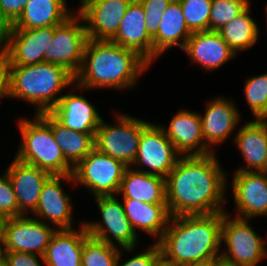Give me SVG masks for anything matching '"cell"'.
I'll return each instance as SVG.
<instances>
[{
    "label": "cell",
    "mask_w": 267,
    "mask_h": 266,
    "mask_svg": "<svg viewBox=\"0 0 267 266\" xmlns=\"http://www.w3.org/2000/svg\"><path fill=\"white\" fill-rule=\"evenodd\" d=\"M0 266H8L6 262L0 263Z\"/></svg>",
    "instance_id": "7dc6e473"
},
{
    "label": "cell",
    "mask_w": 267,
    "mask_h": 266,
    "mask_svg": "<svg viewBox=\"0 0 267 266\" xmlns=\"http://www.w3.org/2000/svg\"><path fill=\"white\" fill-rule=\"evenodd\" d=\"M150 68L133 50L108 40L88 39L75 84L89 91L111 89L124 93L138 87Z\"/></svg>",
    "instance_id": "7a4b0ae2"
},
{
    "label": "cell",
    "mask_w": 267,
    "mask_h": 266,
    "mask_svg": "<svg viewBox=\"0 0 267 266\" xmlns=\"http://www.w3.org/2000/svg\"><path fill=\"white\" fill-rule=\"evenodd\" d=\"M127 168L123 162L94 148L74 167L72 176L76 189H86L88 196H117Z\"/></svg>",
    "instance_id": "ba28073f"
},
{
    "label": "cell",
    "mask_w": 267,
    "mask_h": 266,
    "mask_svg": "<svg viewBox=\"0 0 267 266\" xmlns=\"http://www.w3.org/2000/svg\"><path fill=\"white\" fill-rule=\"evenodd\" d=\"M3 173H0V220L18 217V202L12 183L8 174Z\"/></svg>",
    "instance_id": "d590c367"
},
{
    "label": "cell",
    "mask_w": 267,
    "mask_h": 266,
    "mask_svg": "<svg viewBox=\"0 0 267 266\" xmlns=\"http://www.w3.org/2000/svg\"><path fill=\"white\" fill-rule=\"evenodd\" d=\"M110 41L135 51L153 66V38L146 30L145 14L138 0L130 3L116 35Z\"/></svg>",
    "instance_id": "603a6c76"
},
{
    "label": "cell",
    "mask_w": 267,
    "mask_h": 266,
    "mask_svg": "<svg viewBox=\"0 0 267 266\" xmlns=\"http://www.w3.org/2000/svg\"><path fill=\"white\" fill-rule=\"evenodd\" d=\"M157 34L153 37V65L172 47L181 50L186 45L192 32L189 30L179 0H172L163 12Z\"/></svg>",
    "instance_id": "484cf974"
},
{
    "label": "cell",
    "mask_w": 267,
    "mask_h": 266,
    "mask_svg": "<svg viewBox=\"0 0 267 266\" xmlns=\"http://www.w3.org/2000/svg\"><path fill=\"white\" fill-rule=\"evenodd\" d=\"M212 262H193V263H186L182 266H209Z\"/></svg>",
    "instance_id": "7bdbcfd3"
},
{
    "label": "cell",
    "mask_w": 267,
    "mask_h": 266,
    "mask_svg": "<svg viewBox=\"0 0 267 266\" xmlns=\"http://www.w3.org/2000/svg\"><path fill=\"white\" fill-rule=\"evenodd\" d=\"M5 98L9 99L8 63L0 54V104H3L2 101L6 100Z\"/></svg>",
    "instance_id": "ab89813d"
},
{
    "label": "cell",
    "mask_w": 267,
    "mask_h": 266,
    "mask_svg": "<svg viewBox=\"0 0 267 266\" xmlns=\"http://www.w3.org/2000/svg\"><path fill=\"white\" fill-rule=\"evenodd\" d=\"M205 102L204 112H199L203 139L205 144L217 153V149L226 144L228 139L233 142L243 114L237 106L239 103H235L230 97L218 94Z\"/></svg>",
    "instance_id": "5bb4252c"
},
{
    "label": "cell",
    "mask_w": 267,
    "mask_h": 266,
    "mask_svg": "<svg viewBox=\"0 0 267 266\" xmlns=\"http://www.w3.org/2000/svg\"><path fill=\"white\" fill-rule=\"evenodd\" d=\"M5 172L18 202V216L31 215L37 208L43 184L51 176L46 170L12 158Z\"/></svg>",
    "instance_id": "7402d4cb"
},
{
    "label": "cell",
    "mask_w": 267,
    "mask_h": 266,
    "mask_svg": "<svg viewBox=\"0 0 267 266\" xmlns=\"http://www.w3.org/2000/svg\"><path fill=\"white\" fill-rule=\"evenodd\" d=\"M145 14V26L148 34L153 38L157 34L163 12L172 0H138Z\"/></svg>",
    "instance_id": "8d00e7d4"
},
{
    "label": "cell",
    "mask_w": 267,
    "mask_h": 266,
    "mask_svg": "<svg viewBox=\"0 0 267 266\" xmlns=\"http://www.w3.org/2000/svg\"><path fill=\"white\" fill-rule=\"evenodd\" d=\"M8 266H46L42 256L24 252H6Z\"/></svg>",
    "instance_id": "74e56055"
},
{
    "label": "cell",
    "mask_w": 267,
    "mask_h": 266,
    "mask_svg": "<svg viewBox=\"0 0 267 266\" xmlns=\"http://www.w3.org/2000/svg\"><path fill=\"white\" fill-rule=\"evenodd\" d=\"M133 0H80L74 9L82 17L88 39L110 41Z\"/></svg>",
    "instance_id": "e0dca14e"
},
{
    "label": "cell",
    "mask_w": 267,
    "mask_h": 266,
    "mask_svg": "<svg viewBox=\"0 0 267 266\" xmlns=\"http://www.w3.org/2000/svg\"><path fill=\"white\" fill-rule=\"evenodd\" d=\"M12 23L0 11V54H2L10 38Z\"/></svg>",
    "instance_id": "60d3db41"
},
{
    "label": "cell",
    "mask_w": 267,
    "mask_h": 266,
    "mask_svg": "<svg viewBox=\"0 0 267 266\" xmlns=\"http://www.w3.org/2000/svg\"><path fill=\"white\" fill-rule=\"evenodd\" d=\"M138 249L139 246L121 248L117 256L116 266H157L161 259V250L158 243L151 241L150 244L146 245V248L139 250L140 252ZM127 254L130 256L127 257Z\"/></svg>",
    "instance_id": "e575fe53"
},
{
    "label": "cell",
    "mask_w": 267,
    "mask_h": 266,
    "mask_svg": "<svg viewBox=\"0 0 267 266\" xmlns=\"http://www.w3.org/2000/svg\"><path fill=\"white\" fill-rule=\"evenodd\" d=\"M51 130L65 159L73 167L95 148V133H81L71 130L60 124L52 115Z\"/></svg>",
    "instance_id": "f546056e"
},
{
    "label": "cell",
    "mask_w": 267,
    "mask_h": 266,
    "mask_svg": "<svg viewBox=\"0 0 267 266\" xmlns=\"http://www.w3.org/2000/svg\"><path fill=\"white\" fill-rule=\"evenodd\" d=\"M64 185L75 190L72 175H51L43 184L37 208L31 214L34 218L54 226L57 230L76 227L73 224L76 218L74 217L76 203L73 202L71 192L64 189Z\"/></svg>",
    "instance_id": "30bf717a"
},
{
    "label": "cell",
    "mask_w": 267,
    "mask_h": 266,
    "mask_svg": "<svg viewBox=\"0 0 267 266\" xmlns=\"http://www.w3.org/2000/svg\"><path fill=\"white\" fill-rule=\"evenodd\" d=\"M209 266H232V265L219 259L217 261L212 262Z\"/></svg>",
    "instance_id": "f6af8a7d"
},
{
    "label": "cell",
    "mask_w": 267,
    "mask_h": 266,
    "mask_svg": "<svg viewBox=\"0 0 267 266\" xmlns=\"http://www.w3.org/2000/svg\"><path fill=\"white\" fill-rule=\"evenodd\" d=\"M120 248L89 236L83 244L82 266H116Z\"/></svg>",
    "instance_id": "1f68e13d"
},
{
    "label": "cell",
    "mask_w": 267,
    "mask_h": 266,
    "mask_svg": "<svg viewBox=\"0 0 267 266\" xmlns=\"http://www.w3.org/2000/svg\"><path fill=\"white\" fill-rule=\"evenodd\" d=\"M190 109V110H189ZM179 108L168 124L160 123L167 138L181 156H204L214 153L203 139L199 111Z\"/></svg>",
    "instance_id": "ac0fdd59"
},
{
    "label": "cell",
    "mask_w": 267,
    "mask_h": 266,
    "mask_svg": "<svg viewBox=\"0 0 267 266\" xmlns=\"http://www.w3.org/2000/svg\"><path fill=\"white\" fill-rule=\"evenodd\" d=\"M227 171V198L233 197L235 210L226 212L242 219L267 217V172L240 171L234 172L229 179ZM231 182V184L229 183ZM232 187V188H231ZM231 191V192H229ZM230 193V194H229ZM232 195V196H231ZM230 211V212H229ZM258 216V217H257Z\"/></svg>",
    "instance_id": "8fae6325"
},
{
    "label": "cell",
    "mask_w": 267,
    "mask_h": 266,
    "mask_svg": "<svg viewBox=\"0 0 267 266\" xmlns=\"http://www.w3.org/2000/svg\"><path fill=\"white\" fill-rule=\"evenodd\" d=\"M130 224L138 235L140 232L157 243L165 232L171 218L167 204H151L134 199H120Z\"/></svg>",
    "instance_id": "cb8c5ba5"
},
{
    "label": "cell",
    "mask_w": 267,
    "mask_h": 266,
    "mask_svg": "<svg viewBox=\"0 0 267 266\" xmlns=\"http://www.w3.org/2000/svg\"><path fill=\"white\" fill-rule=\"evenodd\" d=\"M74 229L56 230L43 255L46 266H82L84 241L89 237L83 219Z\"/></svg>",
    "instance_id": "d4e9b609"
},
{
    "label": "cell",
    "mask_w": 267,
    "mask_h": 266,
    "mask_svg": "<svg viewBox=\"0 0 267 266\" xmlns=\"http://www.w3.org/2000/svg\"><path fill=\"white\" fill-rule=\"evenodd\" d=\"M57 229L31 215L1 220L6 250L12 252L45 254L52 235Z\"/></svg>",
    "instance_id": "9a60e30c"
},
{
    "label": "cell",
    "mask_w": 267,
    "mask_h": 266,
    "mask_svg": "<svg viewBox=\"0 0 267 266\" xmlns=\"http://www.w3.org/2000/svg\"><path fill=\"white\" fill-rule=\"evenodd\" d=\"M93 199L99 211L97 216L100 217L92 221L83 220L89 236L120 249L140 246L137 244H140L141 239L126 217L120 198L118 196H98Z\"/></svg>",
    "instance_id": "9c48e42d"
},
{
    "label": "cell",
    "mask_w": 267,
    "mask_h": 266,
    "mask_svg": "<svg viewBox=\"0 0 267 266\" xmlns=\"http://www.w3.org/2000/svg\"><path fill=\"white\" fill-rule=\"evenodd\" d=\"M251 0H212L209 31H217L239 15Z\"/></svg>",
    "instance_id": "836d02e7"
},
{
    "label": "cell",
    "mask_w": 267,
    "mask_h": 266,
    "mask_svg": "<svg viewBox=\"0 0 267 266\" xmlns=\"http://www.w3.org/2000/svg\"><path fill=\"white\" fill-rule=\"evenodd\" d=\"M8 78L9 98L30 103L34 115L50 112L63 92L75 83V76L70 71L49 62L8 66Z\"/></svg>",
    "instance_id": "277c9868"
},
{
    "label": "cell",
    "mask_w": 267,
    "mask_h": 266,
    "mask_svg": "<svg viewBox=\"0 0 267 266\" xmlns=\"http://www.w3.org/2000/svg\"><path fill=\"white\" fill-rule=\"evenodd\" d=\"M189 30L209 31L212 0H179Z\"/></svg>",
    "instance_id": "d6a6232c"
},
{
    "label": "cell",
    "mask_w": 267,
    "mask_h": 266,
    "mask_svg": "<svg viewBox=\"0 0 267 266\" xmlns=\"http://www.w3.org/2000/svg\"><path fill=\"white\" fill-rule=\"evenodd\" d=\"M29 0H0V11L12 24L17 20Z\"/></svg>",
    "instance_id": "f35d334b"
},
{
    "label": "cell",
    "mask_w": 267,
    "mask_h": 266,
    "mask_svg": "<svg viewBox=\"0 0 267 266\" xmlns=\"http://www.w3.org/2000/svg\"><path fill=\"white\" fill-rule=\"evenodd\" d=\"M232 144L244 160V164L239 165L233 172H267V122L265 119L245 120L239 125Z\"/></svg>",
    "instance_id": "ffe728a7"
},
{
    "label": "cell",
    "mask_w": 267,
    "mask_h": 266,
    "mask_svg": "<svg viewBox=\"0 0 267 266\" xmlns=\"http://www.w3.org/2000/svg\"><path fill=\"white\" fill-rule=\"evenodd\" d=\"M223 212L171 216L157 242L161 257L170 263L214 262L221 254Z\"/></svg>",
    "instance_id": "3957f363"
},
{
    "label": "cell",
    "mask_w": 267,
    "mask_h": 266,
    "mask_svg": "<svg viewBox=\"0 0 267 266\" xmlns=\"http://www.w3.org/2000/svg\"><path fill=\"white\" fill-rule=\"evenodd\" d=\"M87 40L84 21L75 11L63 23L54 26V36L44 52V62L63 66L75 76L81 67Z\"/></svg>",
    "instance_id": "7c38bea8"
},
{
    "label": "cell",
    "mask_w": 267,
    "mask_h": 266,
    "mask_svg": "<svg viewBox=\"0 0 267 266\" xmlns=\"http://www.w3.org/2000/svg\"><path fill=\"white\" fill-rule=\"evenodd\" d=\"M180 157L159 122L152 120L141 132L138 153L131 168L165 178Z\"/></svg>",
    "instance_id": "4fadbf2b"
},
{
    "label": "cell",
    "mask_w": 267,
    "mask_h": 266,
    "mask_svg": "<svg viewBox=\"0 0 267 266\" xmlns=\"http://www.w3.org/2000/svg\"><path fill=\"white\" fill-rule=\"evenodd\" d=\"M117 196L151 204H167L165 178L128 167L123 175Z\"/></svg>",
    "instance_id": "83f0119b"
},
{
    "label": "cell",
    "mask_w": 267,
    "mask_h": 266,
    "mask_svg": "<svg viewBox=\"0 0 267 266\" xmlns=\"http://www.w3.org/2000/svg\"><path fill=\"white\" fill-rule=\"evenodd\" d=\"M84 92V93H83ZM89 90L75 83L49 112L60 124L81 133H95L102 120L101 110L84 95ZM86 96V97H85ZM100 110V111H99Z\"/></svg>",
    "instance_id": "2e32d148"
},
{
    "label": "cell",
    "mask_w": 267,
    "mask_h": 266,
    "mask_svg": "<svg viewBox=\"0 0 267 266\" xmlns=\"http://www.w3.org/2000/svg\"><path fill=\"white\" fill-rule=\"evenodd\" d=\"M54 36V26L34 29L12 28L2 55L8 66H27L44 62V52Z\"/></svg>",
    "instance_id": "d6986e66"
},
{
    "label": "cell",
    "mask_w": 267,
    "mask_h": 266,
    "mask_svg": "<svg viewBox=\"0 0 267 266\" xmlns=\"http://www.w3.org/2000/svg\"><path fill=\"white\" fill-rule=\"evenodd\" d=\"M157 266H182V265L167 262L161 257V259L157 263Z\"/></svg>",
    "instance_id": "ee69618b"
},
{
    "label": "cell",
    "mask_w": 267,
    "mask_h": 266,
    "mask_svg": "<svg viewBox=\"0 0 267 266\" xmlns=\"http://www.w3.org/2000/svg\"><path fill=\"white\" fill-rule=\"evenodd\" d=\"M264 14H265V19H266V28H267V3L264 5Z\"/></svg>",
    "instance_id": "bcb514c9"
},
{
    "label": "cell",
    "mask_w": 267,
    "mask_h": 266,
    "mask_svg": "<svg viewBox=\"0 0 267 266\" xmlns=\"http://www.w3.org/2000/svg\"><path fill=\"white\" fill-rule=\"evenodd\" d=\"M251 5L250 3L239 15L217 30L239 57L241 52H246L259 43L262 35L256 18L250 13Z\"/></svg>",
    "instance_id": "f1b7e54d"
},
{
    "label": "cell",
    "mask_w": 267,
    "mask_h": 266,
    "mask_svg": "<svg viewBox=\"0 0 267 266\" xmlns=\"http://www.w3.org/2000/svg\"><path fill=\"white\" fill-rule=\"evenodd\" d=\"M67 2L68 0H29L12 24V28L34 29L57 26L76 11L73 9L74 6L72 4L69 6Z\"/></svg>",
    "instance_id": "4316f807"
},
{
    "label": "cell",
    "mask_w": 267,
    "mask_h": 266,
    "mask_svg": "<svg viewBox=\"0 0 267 266\" xmlns=\"http://www.w3.org/2000/svg\"><path fill=\"white\" fill-rule=\"evenodd\" d=\"M243 95L253 119L267 116V72L244 79Z\"/></svg>",
    "instance_id": "4dcf8cb0"
},
{
    "label": "cell",
    "mask_w": 267,
    "mask_h": 266,
    "mask_svg": "<svg viewBox=\"0 0 267 266\" xmlns=\"http://www.w3.org/2000/svg\"><path fill=\"white\" fill-rule=\"evenodd\" d=\"M251 221L254 220L249 221L223 212L220 254L222 261L232 266H259L267 260V234L260 235Z\"/></svg>",
    "instance_id": "8992f818"
},
{
    "label": "cell",
    "mask_w": 267,
    "mask_h": 266,
    "mask_svg": "<svg viewBox=\"0 0 267 266\" xmlns=\"http://www.w3.org/2000/svg\"><path fill=\"white\" fill-rule=\"evenodd\" d=\"M15 121L20 133V142L14 158L46 170L51 175H72L74 167L65 159L51 130L49 112L25 117Z\"/></svg>",
    "instance_id": "5b68a950"
},
{
    "label": "cell",
    "mask_w": 267,
    "mask_h": 266,
    "mask_svg": "<svg viewBox=\"0 0 267 266\" xmlns=\"http://www.w3.org/2000/svg\"><path fill=\"white\" fill-rule=\"evenodd\" d=\"M6 245L3 234L0 232V263L6 262Z\"/></svg>",
    "instance_id": "b9f144b4"
},
{
    "label": "cell",
    "mask_w": 267,
    "mask_h": 266,
    "mask_svg": "<svg viewBox=\"0 0 267 266\" xmlns=\"http://www.w3.org/2000/svg\"><path fill=\"white\" fill-rule=\"evenodd\" d=\"M218 155L217 152L179 158L165 177L166 202L171 216L213 214L229 209L227 170Z\"/></svg>",
    "instance_id": "6da1fadb"
},
{
    "label": "cell",
    "mask_w": 267,
    "mask_h": 266,
    "mask_svg": "<svg viewBox=\"0 0 267 266\" xmlns=\"http://www.w3.org/2000/svg\"><path fill=\"white\" fill-rule=\"evenodd\" d=\"M182 51L188 61L209 73L238 57L217 31L193 32Z\"/></svg>",
    "instance_id": "44dd1931"
},
{
    "label": "cell",
    "mask_w": 267,
    "mask_h": 266,
    "mask_svg": "<svg viewBox=\"0 0 267 266\" xmlns=\"http://www.w3.org/2000/svg\"><path fill=\"white\" fill-rule=\"evenodd\" d=\"M112 111L115 123L102 118L94 136L95 148L131 167L138 153L141 132L151 121L120 109Z\"/></svg>",
    "instance_id": "52a82bcc"
}]
</instances>
